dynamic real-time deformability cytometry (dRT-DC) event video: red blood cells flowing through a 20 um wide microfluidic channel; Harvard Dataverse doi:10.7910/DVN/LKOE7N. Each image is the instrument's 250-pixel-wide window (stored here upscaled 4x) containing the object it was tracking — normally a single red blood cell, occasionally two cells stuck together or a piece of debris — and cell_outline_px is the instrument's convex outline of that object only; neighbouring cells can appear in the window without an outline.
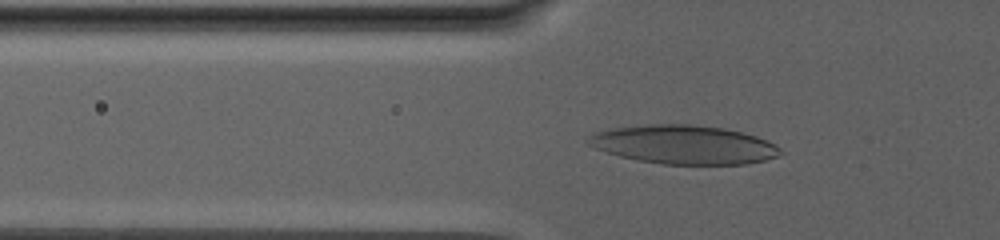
{"species": "human", "species_latin": "Homo sapiens", "temperature_condition": "warm", "stored_images_in_passage": 89, "camera_frame_rate_fps": 3000, "um_per_image_px": 0.085, "donor": {"sex": "male"}, "frame": {"image": 1, "passage_image": 34, "time_ms": 11.0, "image_size_px": [1000, 240], "cell_outline_px": [[784, 152], [776, 156], [764, 160], [748, 164], [660, 164], [620, 156], [596, 148], [588, 144], [588, 136], [596, 132], [616, 128], [652, 124], [688, 124], [724, 128], [756, 136], [776, 144]], "centroid_in_image_um": [58.17, 12.3], "position_along_channel_um": 67.6, "area_um2": 43.0}}
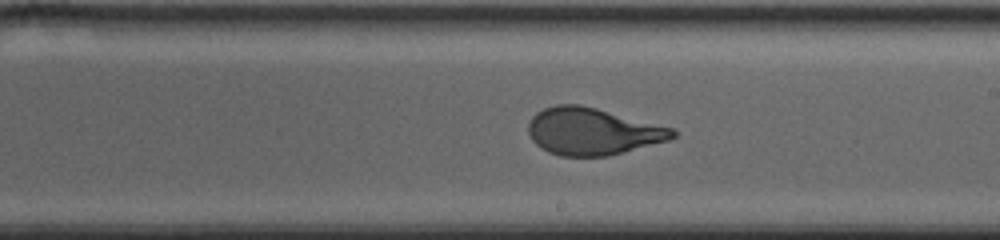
{"frame": {"image": 2, "passage_image": 56, "time_ms": 18.333, "image_size_px": [1000, 240], "cell_outline_px": [[676, 136], [668, 140], [608, 156], [560, 156], [548, 152], [540, 148], [532, 140], [528, 132], [528, 124], [532, 116], [536, 112], [544, 108], [556, 104], [580, 104], [596, 108], [672, 128], [676, 132]], "centroid_in_image_um": [50.31, 11.17], "position_along_channel_um": 238.7, "area_um2": 39.36}}
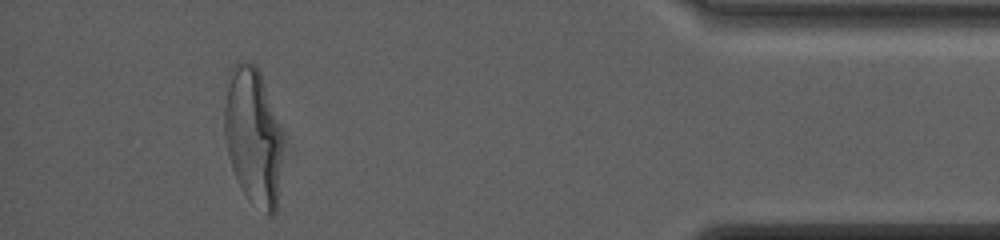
{"frame": {"image": 3, "passage_image": 83, "time_ms": 27.333, "image_size_px": [1000, 240], "cell_outline_px": [[280, 152], [276, 212], [272, 216], [268, 216], [248, 200], [240, 188], [236, 180], [228, 156], [224, 132], [224, 108], [228, 84], [232, 68], [240, 60], [252, 60], [256, 64], [260, 72], [280, 132]], "centroid_in_image_um": [21.46, 11.61], "position_along_channel_um": 413.7, "area_um2": 45.78}, "authors_computed_cell_mechanics": {"area_um2": 42.5408, "velocity_mm_per_s": 2.4295, "shape_relaxation_time_tau1_ms": 8.8936, "shape_relaxation_time_tau2_ms": null, "deformation_change_tau1": 0.2699, "deformation_change_tau2": null}}